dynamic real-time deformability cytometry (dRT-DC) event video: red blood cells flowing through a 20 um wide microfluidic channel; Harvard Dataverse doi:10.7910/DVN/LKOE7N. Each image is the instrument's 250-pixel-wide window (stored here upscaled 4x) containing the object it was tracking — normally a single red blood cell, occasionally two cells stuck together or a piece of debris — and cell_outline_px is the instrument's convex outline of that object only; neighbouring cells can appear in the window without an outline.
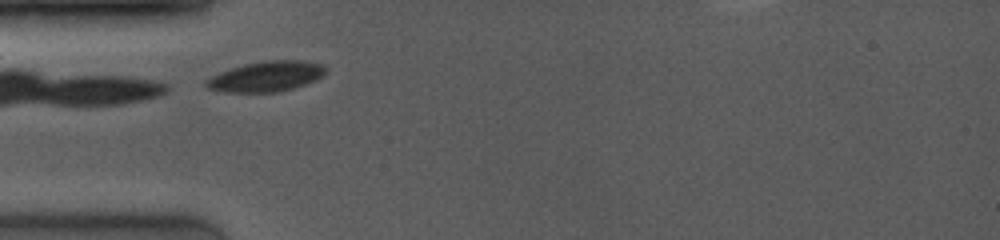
{"species": "common noctule bat (a hibernating species)", "species_latin": "Nyctalus noctula", "temperature_condition": "room temperature", "stored_images_in_passage": 9, "camera_frame_rate_fps": 4000, "um_per_image_px": 0.085, "animal": {"sex": "female", "body_mass_g": 19.0, "forearm_length_mm": 53.3}, "frame": {"image": 1, "passage_image": 1, "time_ms": 0.0, "image_size_px": [1000, 240], "cell_outline_px": [[324, 72], [316, 80], [292, 88], [276, 92], [224, 92], [208, 88], [204, 84], [204, 80], [220, 72], [244, 64], [264, 60], [304, 60], [324, 64]], "centroid_in_image_um": [22.6, 6.49], "position_along_channel_um": 62.4, "area_um2": 20.98}}
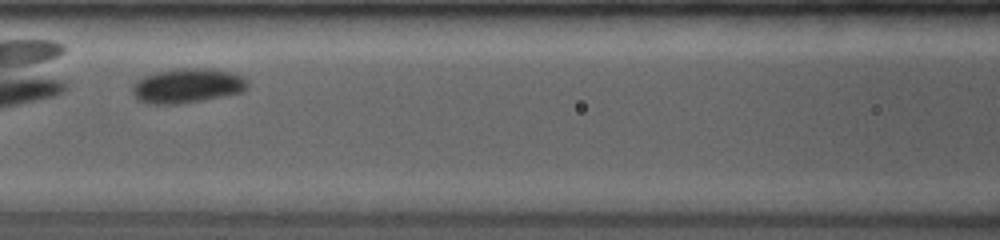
{"frame": {"image": 2, "passage_image": 6, "time_ms": 2.25, "image_size_px": [1000, 240], "cell_outline_px": [[248, 88], [240, 92], [224, 96], [204, 100], [176, 104], [148, 104], [136, 100], [132, 92], [132, 84], [136, 80], [144, 76], [156, 72], [180, 68], [208, 68], [228, 72], [244, 76], [248, 80]], "centroid_in_image_um": [15.89, 7.29], "position_along_channel_um": 150.7, "area_um2": 23.41}}